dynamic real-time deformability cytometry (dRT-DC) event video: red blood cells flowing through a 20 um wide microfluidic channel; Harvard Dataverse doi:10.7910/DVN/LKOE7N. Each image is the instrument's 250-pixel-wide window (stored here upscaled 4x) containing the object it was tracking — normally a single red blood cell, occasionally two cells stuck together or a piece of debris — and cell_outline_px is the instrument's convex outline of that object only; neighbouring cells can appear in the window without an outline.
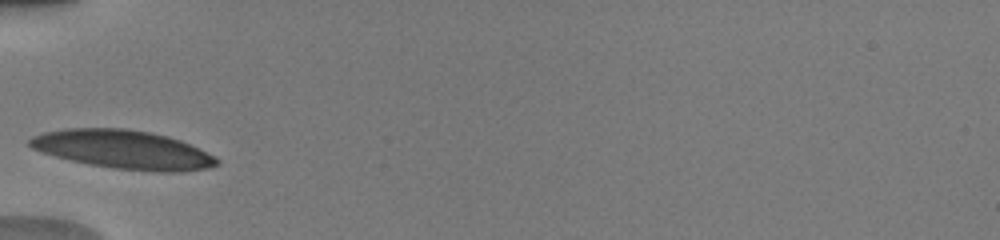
{"species": "human", "species_latin": "Homo sapiens", "temperature_condition": "warm", "stored_images_in_passage": 12, "camera_frame_rate_fps": 3000, "um_per_image_px": 0.085, "donor": {"sex": "male"}, "frame": {"image": 1, "passage_image": 1, "time_ms": 0.0, "image_size_px": [1000, 240], "cell_outline_px": [[220, 164], [208, 168], [180, 172], [156, 172], [112, 168], [88, 164], [56, 156], [32, 148], [28, 144], [28, 140], [32, 136], [44, 132], [64, 128], [124, 128], [148, 132], [168, 136], [180, 140], [216, 156], [220, 160]], "centroid_in_image_um": [10.5, 12.71], "position_along_channel_um": 74.5, "area_um2": 42.19}}
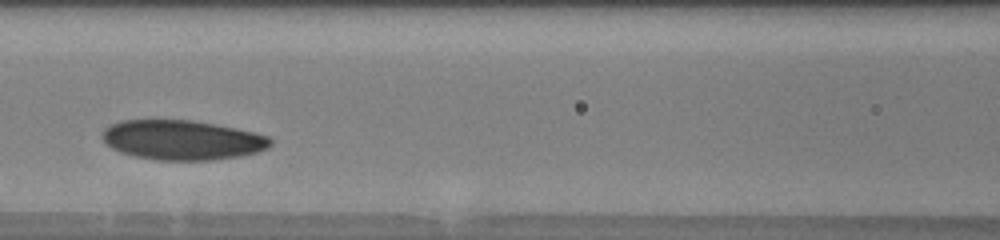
{"frame": {"image": 2, "passage_image": 8, "time_ms": 2.0, "image_size_px": [1000, 240], "cell_outline_px": [[272, 144], [268, 148], [260, 152], [240, 156], [212, 160], [160, 160], [132, 156], [120, 152], [112, 148], [100, 136], [104, 128], [120, 120], [192, 120], [216, 124], [256, 132], [268, 136], [272, 140]], "centroid_in_image_um": [15.51, 11.9], "position_along_channel_um": 151.1, "area_um2": 39.19}}
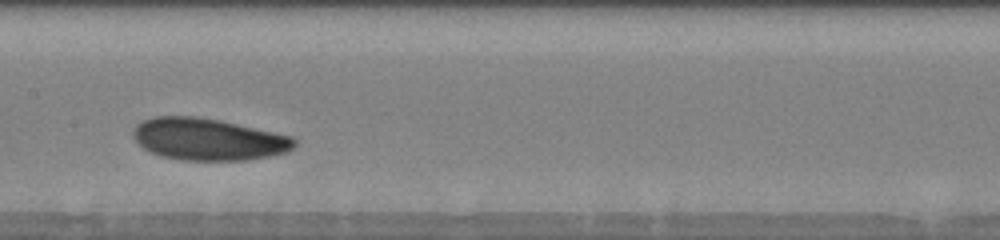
{"frame": {"image": 3, "passage_image": 11, "time_ms": 3.0, "image_size_px": [1000, 240], "cell_outline_px": [[296, 144], [288, 152], [268, 156], [244, 160], [184, 160], [160, 156], [148, 152], [132, 136], [132, 128], [136, 124], [152, 116], [200, 116], [220, 120], [292, 136], [296, 140]], "centroid_in_image_um": [17.66, 11.83], "position_along_channel_um": 189.7, "area_um2": 39.59}}